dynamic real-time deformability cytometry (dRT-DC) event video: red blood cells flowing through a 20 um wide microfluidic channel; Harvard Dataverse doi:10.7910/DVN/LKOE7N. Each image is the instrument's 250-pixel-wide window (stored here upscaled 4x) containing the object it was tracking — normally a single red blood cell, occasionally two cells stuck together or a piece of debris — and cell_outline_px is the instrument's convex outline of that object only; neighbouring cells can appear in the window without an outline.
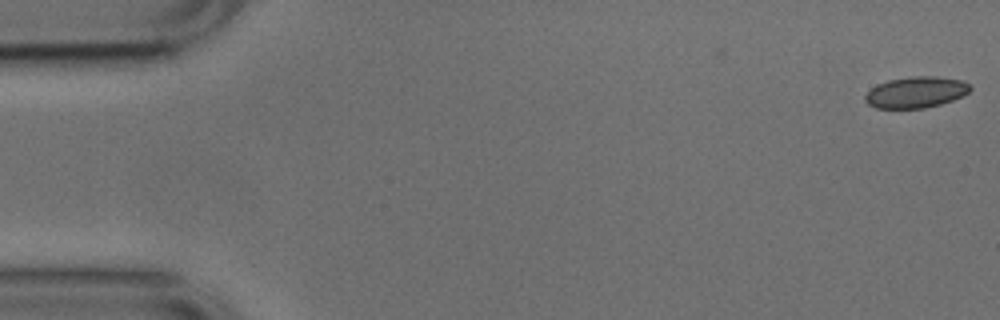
{"species": "common noctule bat (a hibernating species)", "species_latin": "Nyctalus noctula", "temperature_condition": "cold", "stored_images_in_passage": 2, "camera_frame_rate_fps": 3000, "um_per_image_px": 0.085, "animal": {"sex": "male", "body_mass_g": 17.9, "forearm_length_mm": 54.2}, "frame": {"image": 1, "passage_image": 2, "time_ms": 0.333, "image_size_px": [1000, 320], "cell_outline_px": [[972, 88], [964, 96], [940, 104], [924, 108], [876, 108], [868, 104], [864, 100], [864, 96], [876, 84], [888, 80], [908, 76], [936, 76], [964, 80]], "centroid_in_image_um": [77.86, 7.83], "position_along_channel_um": 7.1, "area_um2": 19.25}}